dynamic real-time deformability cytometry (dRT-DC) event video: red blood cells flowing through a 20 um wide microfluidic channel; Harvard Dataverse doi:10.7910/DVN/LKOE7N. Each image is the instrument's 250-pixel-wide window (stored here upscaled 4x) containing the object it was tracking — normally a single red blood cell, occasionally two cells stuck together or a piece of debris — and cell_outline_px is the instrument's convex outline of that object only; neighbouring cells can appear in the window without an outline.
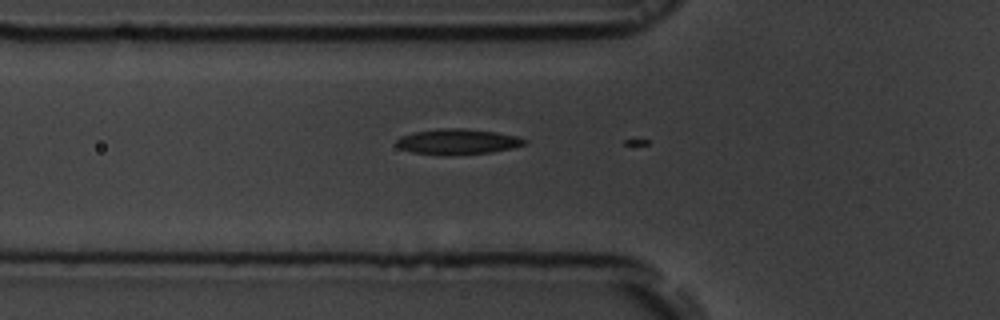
{"species": "common noctule bat (a hibernating species)", "species_latin": "Nyctalus noctula", "temperature_condition": "room temperature", "stored_images_in_passage": 4, "camera_frame_rate_fps": 3000, "um_per_image_px": 0.085, "animal": {"sex": "male", "body_mass_g": 19.5, "forearm_length_mm": 54.6}, "frame": {"image": 1, "passage_image": 3, "time_ms": 0.667, "image_size_px": [1000, 320], "cell_outline_px": [[528, 140], [524, 144], [512, 148], [492, 152], [412, 152], [400, 148], [396, 144], [396, 140], [400, 136], [412, 132], [440, 128], [468, 128], [496, 132], [516, 136]], "centroid_in_image_um": [38.91, 11.97], "position_along_channel_um": 86.9, "area_um2": 18.09}}